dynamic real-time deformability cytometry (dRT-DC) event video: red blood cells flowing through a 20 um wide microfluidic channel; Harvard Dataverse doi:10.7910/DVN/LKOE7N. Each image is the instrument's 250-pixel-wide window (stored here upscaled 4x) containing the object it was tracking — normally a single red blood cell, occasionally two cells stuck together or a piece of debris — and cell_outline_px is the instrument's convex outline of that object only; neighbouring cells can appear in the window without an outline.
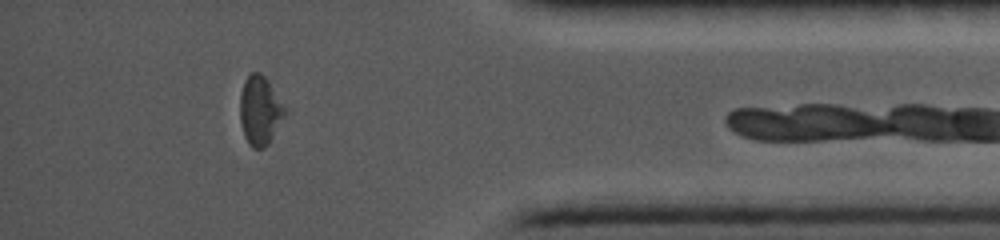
{"species": "common noctule bat (a hibernating species)", "species_latin": "Nyctalus noctula", "temperature_condition": "cold", "stored_images_in_passage": 24, "camera_frame_rate_fps": 5000, "um_per_image_px": 0.085, "animal": {"sex": "female", "body_mass_g": 19.0, "forearm_length_mm": 56.7}, "frame": {"image": 1, "passage_image": 21, "time_ms": 14.6, "image_size_px": [1000, 240], "cell_outline_px": [[284, 116], [268, 144], [264, 148], [252, 148], [248, 144], [244, 136], [240, 120], [240, 92], [244, 80], [252, 72], [260, 72], [268, 80], [284, 108]], "centroid_in_image_um": [22.05, 9.39], "position_along_channel_um": 413.2, "area_um2": 17.74}}